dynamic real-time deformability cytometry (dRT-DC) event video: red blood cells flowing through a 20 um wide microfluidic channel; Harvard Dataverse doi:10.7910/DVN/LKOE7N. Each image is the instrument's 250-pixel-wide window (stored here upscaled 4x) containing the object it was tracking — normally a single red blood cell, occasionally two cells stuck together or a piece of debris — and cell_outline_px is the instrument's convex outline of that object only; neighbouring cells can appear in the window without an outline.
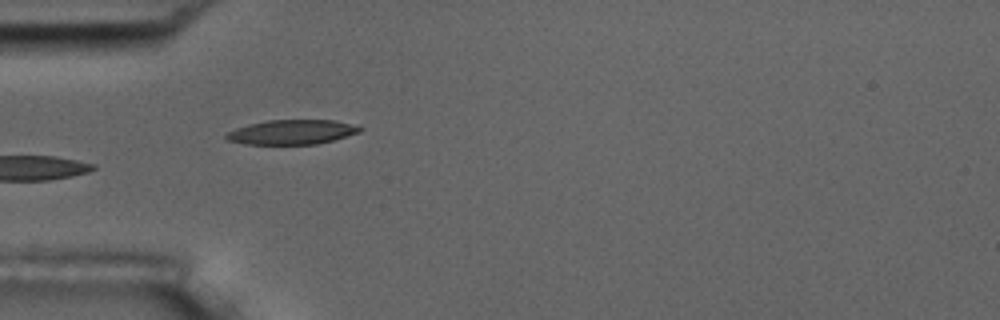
{"species": "common noctule bat (a hibernating species)", "species_latin": "Nyctalus noctula", "temperature_condition": "room temperature", "stored_images_in_passage": 8, "camera_frame_rate_fps": 3000, "um_per_image_px": 0.085, "animal": {"sex": "male", "body_mass_g": 17.5, "forearm_length_mm": 52.3}, "frame": {"image": 1, "passage_image": 5, "time_ms": 5.667, "image_size_px": [1000, 320], "cell_outline_px": [[364, 128], [360, 132], [332, 140], [316, 144], [244, 144], [228, 140], [224, 136], [228, 132], [236, 128], [248, 124], [268, 120], [332, 120]], "centroid_in_image_um": [24.77, 11.23], "position_along_channel_um": 60.2, "area_um2": 18.9}}
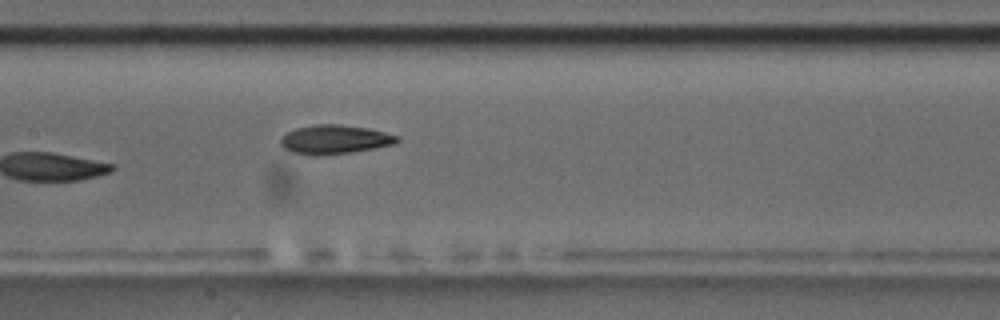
{"frame": {"image": 2, "passage_image": 8, "time_ms": 9.0, "image_size_px": [1000, 320], "cell_outline_px": [[400, 140], [396, 144], [348, 152], [320, 156], [312, 156], [292, 152], [284, 148], [280, 144], [280, 136], [296, 128], [312, 124], [336, 124], [368, 128], [400, 136]], "centroid_in_image_um": [28.42, 11.85], "position_along_channel_um": 179.0, "area_um2": 19.77}}